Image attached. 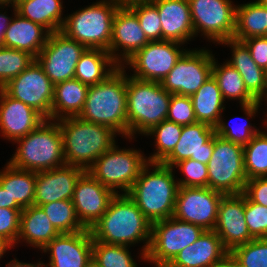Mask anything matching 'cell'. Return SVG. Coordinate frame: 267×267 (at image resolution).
Segmentation results:
<instances>
[{"label":"cell","instance_id":"cell-1","mask_svg":"<svg viewBox=\"0 0 267 267\" xmlns=\"http://www.w3.org/2000/svg\"><path fill=\"white\" fill-rule=\"evenodd\" d=\"M89 230L93 240L105 244L132 247L143 241L140 258L146 261L152 223L127 194H116L106 212Z\"/></svg>","mask_w":267,"mask_h":267},{"label":"cell","instance_id":"cell-2","mask_svg":"<svg viewBox=\"0 0 267 267\" xmlns=\"http://www.w3.org/2000/svg\"><path fill=\"white\" fill-rule=\"evenodd\" d=\"M120 66L106 80L89 86L82 120L107 126L127 139V74Z\"/></svg>","mask_w":267,"mask_h":267},{"label":"cell","instance_id":"cell-3","mask_svg":"<svg viewBox=\"0 0 267 267\" xmlns=\"http://www.w3.org/2000/svg\"><path fill=\"white\" fill-rule=\"evenodd\" d=\"M173 170L161 163H148L127 192L151 223L173 217L179 189Z\"/></svg>","mask_w":267,"mask_h":267},{"label":"cell","instance_id":"cell-4","mask_svg":"<svg viewBox=\"0 0 267 267\" xmlns=\"http://www.w3.org/2000/svg\"><path fill=\"white\" fill-rule=\"evenodd\" d=\"M63 137V153L67 165L87 171L94 162L114 144L118 135L100 124L68 117L57 120Z\"/></svg>","mask_w":267,"mask_h":267},{"label":"cell","instance_id":"cell-5","mask_svg":"<svg viewBox=\"0 0 267 267\" xmlns=\"http://www.w3.org/2000/svg\"><path fill=\"white\" fill-rule=\"evenodd\" d=\"M171 94L155 81L127 75V138L147 133L166 120Z\"/></svg>","mask_w":267,"mask_h":267},{"label":"cell","instance_id":"cell-6","mask_svg":"<svg viewBox=\"0 0 267 267\" xmlns=\"http://www.w3.org/2000/svg\"><path fill=\"white\" fill-rule=\"evenodd\" d=\"M18 148L9 163L18 169L47 171L64 166L63 137L57 121L46 119L35 130L15 141Z\"/></svg>","mask_w":267,"mask_h":267},{"label":"cell","instance_id":"cell-7","mask_svg":"<svg viewBox=\"0 0 267 267\" xmlns=\"http://www.w3.org/2000/svg\"><path fill=\"white\" fill-rule=\"evenodd\" d=\"M118 8L112 0H100L65 17L61 32L85 48L108 51Z\"/></svg>","mask_w":267,"mask_h":267},{"label":"cell","instance_id":"cell-8","mask_svg":"<svg viewBox=\"0 0 267 267\" xmlns=\"http://www.w3.org/2000/svg\"><path fill=\"white\" fill-rule=\"evenodd\" d=\"M141 152L133 148L119 149L114 144L87 171L115 194L120 193L117 189L127 194L141 170L149 163Z\"/></svg>","mask_w":267,"mask_h":267},{"label":"cell","instance_id":"cell-9","mask_svg":"<svg viewBox=\"0 0 267 267\" xmlns=\"http://www.w3.org/2000/svg\"><path fill=\"white\" fill-rule=\"evenodd\" d=\"M208 188L224 195L244 192L247 181L243 146L214 135V148L207 164Z\"/></svg>","mask_w":267,"mask_h":267},{"label":"cell","instance_id":"cell-10","mask_svg":"<svg viewBox=\"0 0 267 267\" xmlns=\"http://www.w3.org/2000/svg\"><path fill=\"white\" fill-rule=\"evenodd\" d=\"M195 224L174 217L152 223L151 243L146 262L166 267L186 246L193 244L204 232Z\"/></svg>","mask_w":267,"mask_h":267},{"label":"cell","instance_id":"cell-11","mask_svg":"<svg viewBox=\"0 0 267 267\" xmlns=\"http://www.w3.org/2000/svg\"><path fill=\"white\" fill-rule=\"evenodd\" d=\"M213 59L209 50H186L160 84L170 94L191 97L212 76Z\"/></svg>","mask_w":267,"mask_h":267},{"label":"cell","instance_id":"cell-12","mask_svg":"<svg viewBox=\"0 0 267 267\" xmlns=\"http://www.w3.org/2000/svg\"><path fill=\"white\" fill-rule=\"evenodd\" d=\"M194 33L213 43L233 39L236 5L230 0H188Z\"/></svg>","mask_w":267,"mask_h":267},{"label":"cell","instance_id":"cell-13","mask_svg":"<svg viewBox=\"0 0 267 267\" xmlns=\"http://www.w3.org/2000/svg\"><path fill=\"white\" fill-rule=\"evenodd\" d=\"M2 89L12 98L20 100L51 120L54 84L35 59L20 75Z\"/></svg>","mask_w":267,"mask_h":267},{"label":"cell","instance_id":"cell-14","mask_svg":"<svg viewBox=\"0 0 267 267\" xmlns=\"http://www.w3.org/2000/svg\"><path fill=\"white\" fill-rule=\"evenodd\" d=\"M181 43L175 41H152L138 50L124 64L130 65L139 80L161 82L186 51L180 49Z\"/></svg>","mask_w":267,"mask_h":267},{"label":"cell","instance_id":"cell-15","mask_svg":"<svg viewBox=\"0 0 267 267\" xmlns=\"http://www.w3.org/2000/svg\"><path fill=\"white\" fill-rule=\"evenodd\" d=\"M223 196L208 187L179 186L173 217L195 224L205 231L214 230Z\"/></svg>","mask_w":267,"mask_h":267},{"label":"cell","instance_id":"cell-16","mask_svg":"<svg viewBox=\"0 0 267 267\" xmlns=\"http://www.w3.org/2000/svg\"><path fill=\"white\" fill-rule=\"evenodd\" d=\"M85 49L81 43L57 31L50 33L36 60L51 82L56 84L75 77L76 64Z\"/></svg>","mask_w":267,"mask_h":267},{"label":"cell","instance_id":"cell-17","mask_svg":"<svg viewBox=\"0 0 267 267\" xmlns=\"http://www.w3.org/2000/svg\"><path fill=\"white\" fill-rule=\"evenodd\" d=\"M115 195L112 190L85 171L76 182L72 197V203L80 223L90 229L106 212Z\"/></svg>","mask_w":267,"mask_h":267},{"label":"cell","instance_id":"cell-18","mask_svg":"<svg viewBox=\"0 0 267 267\" xmlns=\"http://www.w3.org/2000/svg\"><path fill=\"white\" fill-rule=\"evenodd\" d=\"M93 238L89 229L60 233L41 250L50 252L44 267H85L92 258Z\"/></svg>","mask_w":267,"mask_h":267},{"label":"cell","instance_id":"cell-19","mask_svg":"<svg viewBox=\"0 0 267 267\" xmlns=\"http://www.w3.org/2000/svg\"><path fill=\"white\" fill-rule=\"evenodd\" d=\"M148 42L150 41L141 28L136 14L130 8H118L113 18L108 50L113 59L120 66H124V63Z\"/></svg>","mask_w":267,"mask_h":267},{"label":"cell","instance_id":"cell-20","mask_svg":"<svg viewBox=\"0 0 267 267\" xmlns=\"http://www.w3.org/2000/svg\"><path fill=\"white\" fill-rule=\"evenodd\" d=\"M214 231L229 252L254 239L245 221L244 193L222 197Z\"/></svg>","mask_w":267,"mask_h":267},{"label":"cell","instance_id":"cell-21","mask_svg":"<svg viewBox=\"0 0 267 267\" xmlns=\"http://www.w3.org/2000/svg\"><path fill=\"white\" fill-rule=\"evenodd\" d=\"M214 135L215 128L206 123L184 125L178 143L161 164L173 168L185 159L208 164L214 148Z\"/></svg>","mask_w":267,"mask_h":267},{"label":"cell","instance_id":"cell-22","mask_svg":"<svg viewBox=\"0 0 267 267\" xmlns=\"http://www.w3.org/2000/svg\"><path fill=\"white\" fill-rule=\"evenodd\" d=\"M84 169L67 165L36 172L33 205L41 206L54 201L72 200L76 182Z\"/></svg>","mask_w":267,"mask_h":267},{"label":"cell","instance_id":"cell-23","mask_svg":"<svg viewBox=\"0 0 267 267\" xmlns=\"http://www.w3.org/2000/svg\"><path fill=\"white\" fill-rule=\"evenodd\" d=\"M46 119L35 109L0 89L1 136L12 142L35 130Z\"/></svg>","mask_w":267,"mask_h":267},{"label":"cell","instance_id":"cell-24","mask_svg":"<svg viewBox=\"0 0 267 267\" xmlns=\"http://www.w3.org/2000/svg\"><path fill=\"white\" fill-rule=\"evenodd\" d=\"M229 253L214 230L204 231L166 267H217Z\"/></svg>","mask_w":267,"mask_h":267},{"label":"cell","instance_id":"cell-25","mask_svg":"<svg viewBox=\"0 0 267 267\" xmlns=\"http://www.w3.org/2000/svg\"><path fill=\"white\" fill-rule=\"evenodd\" d=\"M161 21L162 40L181 44L195 37L188 0H152Z\"/></svg>","mask_w":267,"mask_h":267},{"label":"cell","instance_id":"cell-26","mask_svg":"<svg viewBox=\"0 0 267 267\" xmlns=\"http://www.w3.org/2000/svg\"><path fill=\"white\" fill-rule=\"evenodd\" d=\"M10 7H13L14 18L5 32L3 47L26 51L36 58L46 45L50 32L42 25L22 17L14 5Z\"/></svg>","mask_w":267,"mask_h":267},{"label":"cell","instance_id":"cell-27","mask_svg":"<svg viewBox=\"0 0 267 267\" xmlns=\"http://www.w3.org/2000/svg\"><path fill=\"white\" fill-rule=\"evenodd\" d=\"M219 44L229 45L232 49V58L228 63L240 73L247 91L257 101L262 102L267 90L266 70L255 63L249 49L243 42L228 39Z\"/></svg>","mask_w":267,"mask_h":267},{"label":"cell","instance_id":"cell-28","mask_svg":"<svg viewBox=\"0 0 267 267\" xmlns=\"http://www.w3.org/2000/svg\"><path fill=\"white\" fill-rule=\"evenodd\" d=\"M213 59L212 76L217 81L224 101L234 99L239 101L244 114L252 118L261 104L246 89L240 73L228 62L220 65Z\"/></svg>","mask_w":267,"mask_h":267},{"label":"cell","instance_id":"cell-29","mask_svg":"<svg viewBox=\"0 0 267 267\" xmlns=\"http://www.w3.org/2000/svg\"><path fill=\"white\" fill-rule=\"evenodd\" d=\"M36 172L18 169L9 162L0 171V185L9 195V209H24L33 205Z\"/></svg>","mask_w":267,"mask_h":267},{"label":"cell","instance_id":"cell-30","mask_svg":"<svg viewBox=\"0 0 267 267\" xmlns=\"http://www.w3.org/2000/svg\"><path fill=\"white\" fill-rule=\"evenodd\" d=\"M59 234L41 207L32 205L21 211L16 244L22 240L41 250Z\"/></svg>","mask_w":267,"mask_h":267},{"label":"cell","instance_id":"cell-31","mask_svg":"<svg viewBox=\"0 0 267 267\" xmlns=\"http://www.w3.org/2000/svg\"><path fill=\"white\" fill-rule=\"evenodd\" d=\"M88 88L76 78L54 84L51 120L78 117L84 107Z\"/></svg>","mask_w":267,"mask_h":267},{"label":"cell","instance_id":"cell-32","mask_svg":"<svg viewBox=\"0 0 267 267\" xmlns=\"http://www.w3.org/2000/svg\"><path fill=\"white\" fill-rule=\"evenodd\" d=\"M118 67L120 65L108 51L86 48L76 64L74 78L83 84L93 86L106 80Z\"/></svg>","mask_w":267,"mask_h":267},{"label":"cell","instance_id":"cell-33","mask_svg":"<svg viewBox=\"0 0 267 267\" xmlns=\"http://www.w3.org/2000/svg\"><path fill=\"white\" fill-rule=\"evenodd\" d=\"M15 7L22 17L42 25L50 33L61 31L65 22L61 0H22Z\"/></svg>","mask_w":267,"mask_h":267},{"label":"cell","instance_id":"cell-34","mask_svg":"<svg viewBox=\"0 0 267 267\" xmlns=\"http://www.w3.org/2000/svg\"><path fill=\"white\" fill-rule=\"evenodd\" d=\"M197 122L215 127L222 116L224 99L217 81L211 76L191 97Z\"/></svg>","mask_w":267,"mask_h":267},{"label":"cell","instance_id":"cell-35","mask_svg":"<svg viewBox=\"0 0 267 267\" xmlns=\"http://www.w3.org/2000/svg\"><path fill=\"white\" fill-rule=\"evenodd\" d=\"M267 7L257 0L236 6L233 39L243 41L250 37H266Z\"/></svg>","mask_w":267,"mask_h":267},{"label":"cell","instance_id":"cell-36","mask_svg":"<svg viewBox=\"0 0 267 267\" xmlns=\"http://www.w3.org/2000/svg\"><path fill=\"white\" fill-rule=\"evenodd\" d=\"M265 131H260L247 145L243 146L247 180L267 177V132Z\"/></svg>","mask_w":267,"mask_h":267},{"label":"cell","instance_id":"cell-37","mask_svg":"<svg viewBox=\"0 0 267 267\" xmlns=\"http://www.w3.org/2000/svg\"><path fill=\"white\" fill-rule=\"evenodd\" d=\"M182 127L183 125L164 120L144 134L155 137L157 151L147 158L149 163H161L173 151L180 139Z\"/></svg>","mask_w":267,"mask_h":267},{"label":"cell","instance_id":"cell-38","mask_svg":"<svg viewBox=\"0 0 267 267\" xmlns=\"http://www.w3.org/2000/svg\"><path fill=\"white\" fill-rule=\"evenodd\" d=\"M40 207L59 233H74L86 229L77 218L72 200L54 201Z\"/></svg>","mask_w":267,"mask_h":267},{"label":"cell","instance_id":"cell-39","mask_svg":"<svg viewBox=\"0 0 267 267\" xmlns=\"http://www.w3.org/2000/svg\"><path fill=\"white\" fill-rule=\"evenodd\" d=\"M130 247L93 240L92 258L100 267H138L129 253Z\"/></svg>","mask_w":267,"mask_h":267},{"label":"cell","instance_id":"cell-40","mask_svg":"<svg viewBox=\"0 0 267 267\" xmlns=\"http://www.w3.org/2000/svg\"><path fill=\"white\" fill-rule=\"evenodd\" d=\"M35 59L26 51L0 47V89L20 75Z\"/></svg>","mask_w":267,"mask_h":267},{"label":"cell","instance_id":"cell-41","mask_svg":"<svg viewBox=\"0 0 267 267\" xmlns=\"http://www.w3.org/2000/svg\"><path fill=\"white\" fill-rule=\"evenodd\" d=\"M230 254L243 267H267V238H254L235 247Z\"/></svg>","mask_w":267,"mask_h":267},{"label":"cell","instance_id":"cell-42","mask_svg":"<svg viewBox=\"0 0 267 267\" xmlns=\"http://www.w3.org/2000/svg\"><path fill=\"white\" fill-rule=\"evenodd\" d=\"M130 9L136 14L147 39L150 42L162 41L161 21L157 7L149 2L131 6Z\"/></svg>","mask_w":267,"mask_h":267},{"label":"cell","instance_id":"cell-43","mask_svg":"<svg viewBox=\"0 0 267 267\" xmlns=\"http://www.w3.org/2000/svg\"><path fill=\"white\" fill-rule=\"evenodd\" d=\"M179 168L184 174V179H179L177 183L181 187H208V168L207 164L185 159L176 163L173 168Z\"/></svg>","mask_w":267,"mask_h":267},{"label":"cell","instance_id":"cell-44","mask_svg":"<svg viewBox=\"0 0 267 267\" xmlns=\"http://www.w3.org/2000/svg\"><path fill=\"white\" fill-rule=\"evenodd\" d=\"M245 221L254 238H267V206L252 202L244 194Z\"/></svg>","mask_w":267,"mask_h":267},{"label":"cell","instance_id":"cell-45","mask_svg":"<svg viewBox=\"0 0 267 267\" xmlns=\"http://www.w3.org/2000/svg\"><path fill=\"white\" fill-rule=\"evenodd\" d=\"M246 122L239 125L238 127L231 126L232 124L227 122H223L222 116L220 117L215 128V134L226 139L232 141L233 143L245 146L247 145L252 138L258 134L261 130L255 129L252 127L250 122L243 118ZM242 120V119H241ZM243 122V121H242Z\"/></svg>","mask_w":267,"mask_h":267},{"label":"cell","instance_id":"cell-46","mask_svg":"<svg viewBox=\"0 0 267 267\" xmlns=\"http://www.w3.org/2000/svg\"><path fill=\"white\" fill-rule=\"evenodd\" d=\"M166 120L183 126L197 123L191 98L189 96L171 94Z\"/></svg>","mask_w":267,"mask_h":267},{"label":"cell","instance_id":"cell-47","mask_svg":"<svg viewBox=\"0 0 267 267\" xmlns=\"http://www.w3.org/2000/svg\"><path fill=\"white\" fill-rule=\"evenodd\" d=\"M22 210L0 208V238L7 241L13 248L19 235Z\"/></svg>","mask_w":267,"mask_h":267},{"label":"cell","instance_id":"cell-48","mask_svg":"<svg viewBox=\"0 0 267 267\" xmlns=\"http://www.w3.org/2000/svg\"><path fill=\"white\" fill-rule=\"evenodd\" d=\"M243 193L252 202L267 206V177L248 179Z\"/></svg>","mask_w":267,"mask_h":267},{"label":"cell","instance_id":"cell-49","mask_svg":"<svg viewBox=\"0 0 267 267\" xmlns=\"http://www.w3.org/2000/svg\"><path fill=\"white\" fill-rule=\"evenodd\" d=\"M250 51L255 63L267 70V37H250L242 41Z\"/></svg>","mask_w":267,"mask_h":267},{"label":"cell","instance_id":"cell-50","mask_svg":"<svg viewBox=\"0 0 267 267\" xmlns=\"http://www.w3.org/2000/svg\"><path fill=\"white\" fill-rule=\"evenodd\" d=\"M0 9L3 8L4 6H10V4H0ZM6 12H4L2 14V12L0 13V47H3V43H4V36H5V32L9 26V24L11 23L12 17H8L5 14Z\"/></svg>","mask_w":267,"mask_h":267},{"label":"cell","instance_id":"cell-51","mask_svg":"<svg viewBox=\"0 0 267 267\" xmlns=\"http://www.w3.org/2000/svg\"><path fill=\"white\" fill-rule=\"evenodd\" d=\"M119 8H130L131 6L149 3L152 0H112Z\"/></svg>","mask_w":267,"mask_h":267},{"label":"cell","instance_id":"cell-52","mask_svg":"<svg viewBox=\"0 0 267 267\" xmlns=\"http://www.w3.org/2000/svg\"><path fill=\"white\" fill-rule=\"evenodd\" d=\"M217 267H243L239 261L230 253L222 260Z\"/></svg>","mask_w":267,"mask_h":267},{"label":"cell","instance_id":"cell-53","mask_svg":"<svg viewBox=\"0 0 267 267\" xmlns=\"http://www.w3.org/2000/svg\"><path fill=\"white\" fill-rule=\"evenodd\" d=\"M44 263L42 261L37 263H23L18 261L16 258L11 260L9 263H7L6 267H44Z\"/></svg>","mask_w":267,"mask_h":267},{"label":"cell","instance_id":"cell-54","mask_svg":"<svg viewBox=\"0 0 267 267\" xmlns=\"http://www.w3.org/2000/svg\"><path fill=\"white\" fill-rule=\"evenodd\" d=\"M9 208V195L7 190L0 185V208Z\"/></svg>","mask_w":267,"mask_h":267},{"label":"cell","instance_id":"cell-55","mask_svg":"<svg viewBox=\"0 0 267 267\" xmlns=\"http://www.w3.org/2000/svg\"><path fill=\"white\" fill-rule=\"evenodd\" d=\"M10 248H12V246L7 241L0 238V259L3 257L7 250H10Z\"/></svg>","mask_w":267,"mask_h":267},{"label":"cell","instance_id":"cell-56","mask_svg":"<svg viewBox=\"0 0 267 267\" xmlns=\"http://www.w3.org/2000/svg\"><path fill=\"white\" fill-rule=\"evenodd\" d=\"M85 267H100L93 258L89 260V262L85 265Z\"/></svg>","mask_w":267,"mask_h":267},{"label":"cell","instance_id":"cell-57","mask_svg":"<svg viewBox=\"0 0 267 267\" xmlns=\"http://www.w3.org/2000/svg\"><path fill=\"white\" fill-rule=\"evenodd\" d=\"M0 4H11L12 5V0H0Z\"/></svg>","mask_w":267,"mask_h":267},{"label":"cell","instance_id":"cell-58","mask_svg":"<svg viewBox=\"0 0 267 267\" xmlns=\"http://www.w3.org/2000/svg\"><path fill=\"white\" fill-rule=\"evenodd\" d=\"M260 4L267 7V0H257Z\"/></svg>","mask_w":267,"mask_h":267},{"label":"cell","instance_id":"cell-59","mask_svg":"<svg viewBox=\"0 0 267 267\" xmlns=\"http://www.w3.org/2000/svg\"><path fill=\"white\" fill-rule=\"evenodd\" d=\"M20 1H22V0H12V5H16L18 2H20Z\"/></svg>","mask_w":267,"mask_h":267},{"label":"cell","instance_id":"cell-60","mask_svg":"<svg viewBox=\"0 0 267 267\" xmlns=\"http://www.w3.org/2000/svg\"><path fill=\"white\" fill-rule=\"evenodd\" d=\"M266 97V98H265ZM263 98H265V100L267 101V90H266V93L265 95L263 96ZM267 114V113H266Z\"/></svg>","mask_w":267,"mask_h":267}]
</instances>
